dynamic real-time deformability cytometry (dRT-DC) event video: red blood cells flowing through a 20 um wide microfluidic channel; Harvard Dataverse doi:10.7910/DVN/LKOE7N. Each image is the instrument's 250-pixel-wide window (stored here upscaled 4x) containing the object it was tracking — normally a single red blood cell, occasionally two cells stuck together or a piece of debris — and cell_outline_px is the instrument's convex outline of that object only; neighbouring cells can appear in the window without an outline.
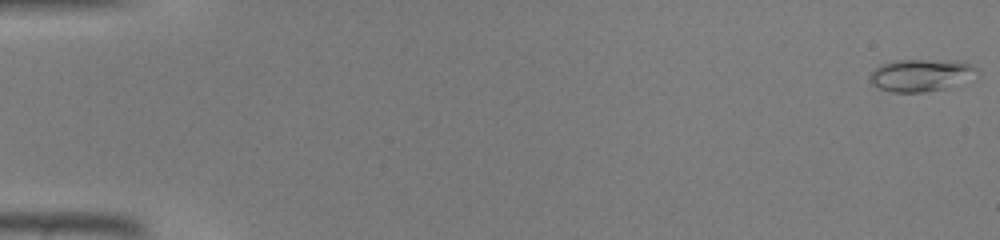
{"species": "common noctule bat (a hibernating species)", "species_latin": "Nyctalus noctula", "temperature_condition": "warm", "stored_images_in_passage": 46, "camera_frame_rate_fps": 3000, "um_per_image_px": 0.085, "animal": {"sex": "male", "body_mass_g": 19.0, "forearm_length_mm": 50.8}, "frame": {"image": 1, "passage_image": 1, "time_ms": 0.0, "image_size_px": [1000, 240], "cell_outline_px": [[976, 68], [944, 88], [924, 92], [892, 92], [880, 88], [872, 84], [868, 76], [880, 64], [896, 60], [956, 60], [972, 64]], "centroid_in_image_um": [78.07, 6.36], "position_along_channel_um": 6.9, "area_um2": 19.07}}
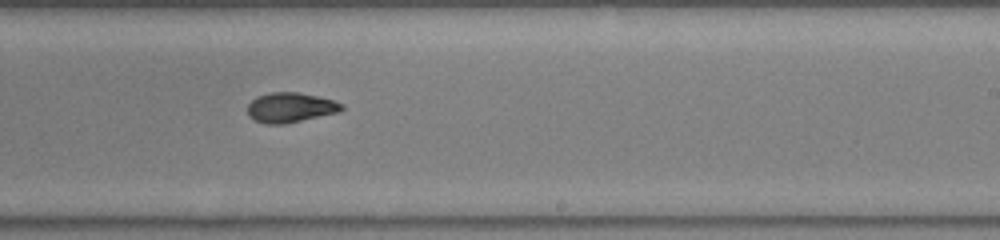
{"frame": {"image": 2, "passage_image": 29, "time_ms": 9.333, "image_size_px": [1000, 240], "cell_outline_px": [[344, 108], [340, 112], [284, 124], [268, 124], [256, 120], [248, 116], [248, 104], [256, 96], [272, 92], [296, 92], [316, 96], [332, 100], [344, 104]], "centroid_in_image_um": [24.69, 9.14], "position_along_channel_um": 264.3, "area_um2": 16.3}}
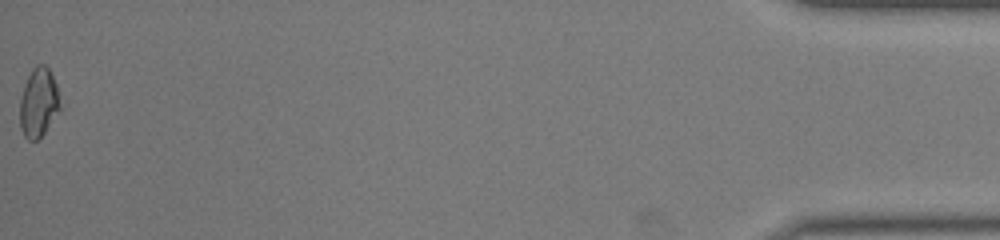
{"frame": {"image": 3, "passage_image": 46, "time_ms": 15.0, "image_size_px": [1000, 240], "cell_outline_px": [[60, 108], [44, 132], [36, 140], [28, 140], [24, 136], [20, 128], [20, 100], [24, 84], [32, 68], [36, 64], [44, 64], [48, 68], [56, 84]], "centroid_in_image_um": [3.25, 8.7], "position_along_channel_um": 432.0, "area_um2": 15.9}}